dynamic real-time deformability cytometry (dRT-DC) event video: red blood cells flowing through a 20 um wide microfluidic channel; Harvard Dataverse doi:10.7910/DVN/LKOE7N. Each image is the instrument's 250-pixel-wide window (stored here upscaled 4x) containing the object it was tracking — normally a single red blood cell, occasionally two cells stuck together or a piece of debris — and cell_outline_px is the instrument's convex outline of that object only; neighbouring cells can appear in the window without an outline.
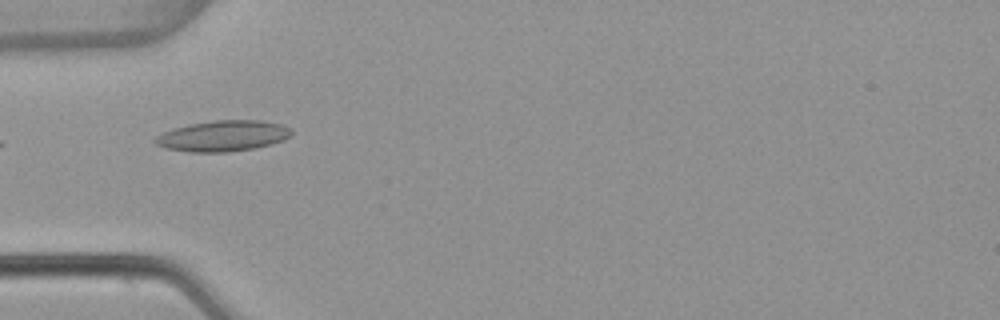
{"species": "common noctule bat (a hibernating species)", "species_latin": "Nyctalus noctula", "temperature_condition": "warm", "stored_images_in_passage": 5, "camera_frame_rate_fps": 3000, "um_per_image_px": 0.085, "animal": {"sex": "female", "body_mass_g": 22.7, "forearm_length_mm": 54.2}, "frame": {"image": 1, "passage_image": 4, "time_ms": 1.0, "image_size_px": [1000, 320], "cell_outline_px": [[292, 136], [284, 140], [272, 144], [256, 148], [228, 152], [188, 152], [168, 148], [156, 144], [152, 140], [156, 136], [164, 132], [176, 128], [192, 124], [212, 120], [260, 120], [280, 124], [292, 128]], "centroid_in_image_um": [19.01, 11.56], "position_along_channel_um": 66.0, "area_um2": 24.51}}
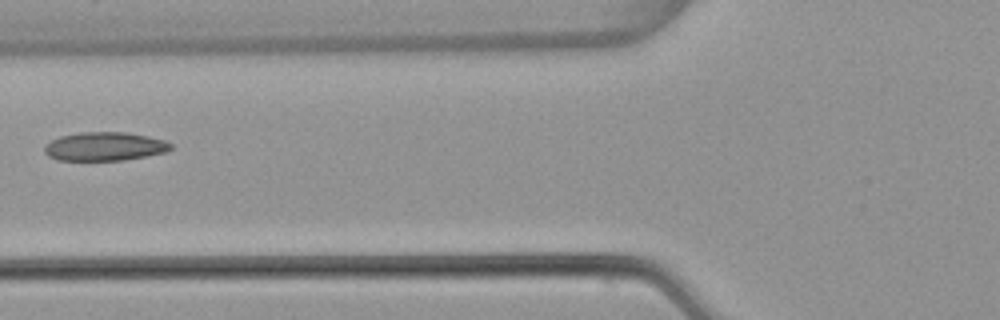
{"frame": {"image": 2, "passage_image": 5, "time_ms": 1.333, "image_size_px": [1000, 320], "cell_outline_px": [[172, 148], [164, 152], [124, 160], [56, 160], [48, 156], [44, 152], [44, 144], [60, 136], [80, 132], [124, 132], [148, 136], [164, 140], [172, 144]], "centroid_in_image_um": [8.85, 12.44], "position_along_channel_um": 116.9, "area_um2": 21.04}}